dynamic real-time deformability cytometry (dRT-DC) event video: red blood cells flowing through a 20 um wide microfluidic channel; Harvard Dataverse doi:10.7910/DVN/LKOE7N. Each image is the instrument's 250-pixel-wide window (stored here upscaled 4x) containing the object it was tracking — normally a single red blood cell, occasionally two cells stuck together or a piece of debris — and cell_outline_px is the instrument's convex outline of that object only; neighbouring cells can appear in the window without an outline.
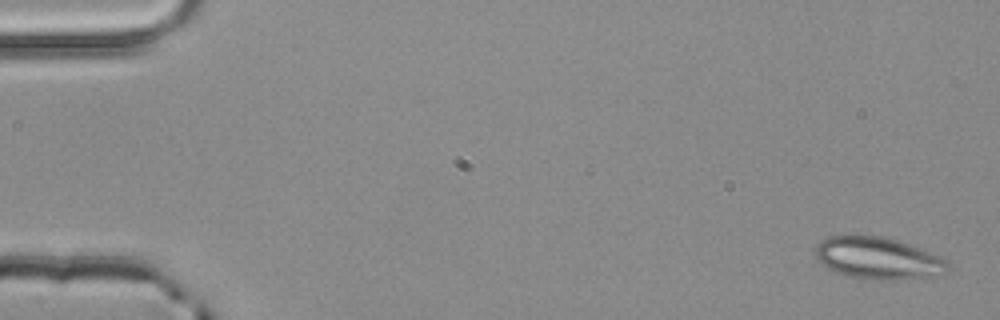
{"species": "common noctule bat (a hibernating species)", "species_latin": "Nyctalus noctula", "temperature_condition": "room temperature", "stored_images_in_passage": 4, "camera_frame_rate_fps": 3000, "um_per_image_px": 0.085, "animal": {"sex": "male", "body_mass_g": 20.4}, "frame": {"image": 1, "passage_image": 1, "time_ms": 0.0, "image_size_px": [1000, 320], "cell_outline_px": [[952, 268], [936, 276], [900, 280], [860, 280], [844, 276], [824, 268], [816, 256], [816, 244], [820, 240], [828, 236], [880, 236], [896, 240], [908, 244], [940, 256], [948, 260]], "centroid_in_image_um": [74.62, 21.99], "position_along_channel_um": 10.4, "area_um2": 33.0}}